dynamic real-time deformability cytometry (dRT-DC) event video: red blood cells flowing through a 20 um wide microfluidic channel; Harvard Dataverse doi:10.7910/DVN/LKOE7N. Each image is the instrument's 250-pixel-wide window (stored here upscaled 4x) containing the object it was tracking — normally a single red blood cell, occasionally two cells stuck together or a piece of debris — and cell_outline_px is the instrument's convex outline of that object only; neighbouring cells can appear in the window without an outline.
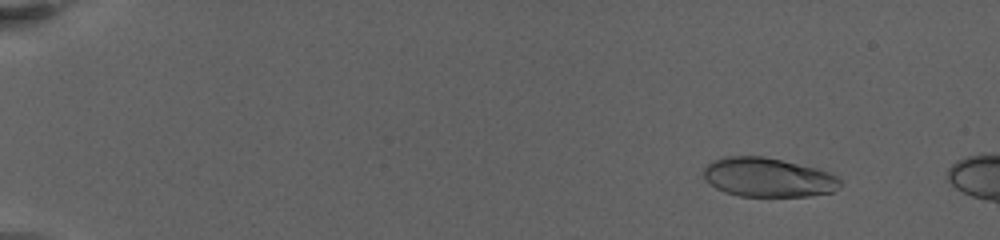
{"species": "human", "species_latin": "Homo sapiens", "temperature_condition": "warm", "stored_images_in_passage": 9, "camera_frame_rate_fps": 3000, "um_per_image_px": 0.085, "donor": {"sex": "female"}, "frame": {"image": 1, "passage_image": 4, "time_ms": 1.667, "image_size_px": [1000, 240], "cell_outline_px": [[840, 184], [832, 192], [808, 196], [740, 196], [724, 192], [716, 188], [704, 176], [704, 168], [712, 160], [724, 156], [764, 156], [816, 168], [828, 172], [836, 176], [840, 180]], "centroid_in_image_um": [65.26, 15.07], "position_along_channel_um": 19.7, "area_um2": 30.92}}